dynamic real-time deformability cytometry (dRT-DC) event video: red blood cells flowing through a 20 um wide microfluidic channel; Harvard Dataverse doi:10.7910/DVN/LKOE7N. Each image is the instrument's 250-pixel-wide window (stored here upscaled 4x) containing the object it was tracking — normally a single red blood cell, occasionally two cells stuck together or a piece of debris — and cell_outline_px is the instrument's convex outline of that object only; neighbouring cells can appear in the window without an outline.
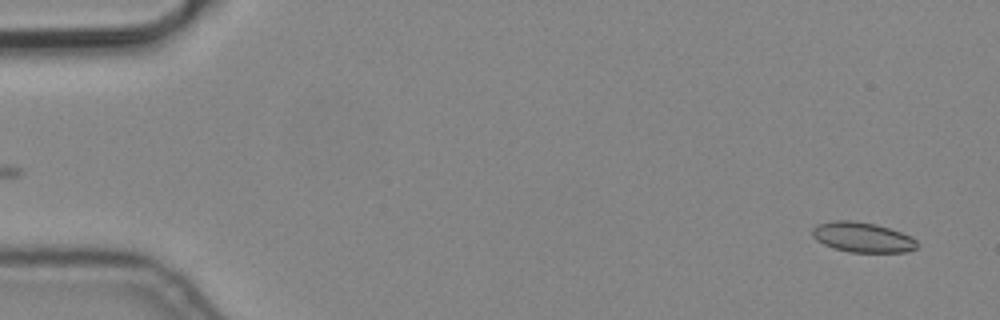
{"species": "common noctule bat (a hibernating species)", "species_latin": "Nyctalus noctula", "temperature_condition": "cold", "stored_images_in_passage": 3, "camera_frame_rate_fps": 3000, "um_per_image_px": 0.085, "animal": {"sex": "male", "body_mass_g": 19.2, "forearm_length_mm": 51.8}, "frame": {"image": 1, "passage_image": 3, "time_ms": 0.667, "image_size_px": [1000, 320], "cell_outline_px": [[916, 248], [908, 252], [848, 252], [832, 248], [816, 240], [812, 236], [812, 228], [816, 224], [836, 220], [852, 220], [876, 224], [912, 236], [916, 240]], "centroid_in_image_um": [73.28, 20.16], "position_along_channel_um": 11.7, "area_um2": 18.44}}